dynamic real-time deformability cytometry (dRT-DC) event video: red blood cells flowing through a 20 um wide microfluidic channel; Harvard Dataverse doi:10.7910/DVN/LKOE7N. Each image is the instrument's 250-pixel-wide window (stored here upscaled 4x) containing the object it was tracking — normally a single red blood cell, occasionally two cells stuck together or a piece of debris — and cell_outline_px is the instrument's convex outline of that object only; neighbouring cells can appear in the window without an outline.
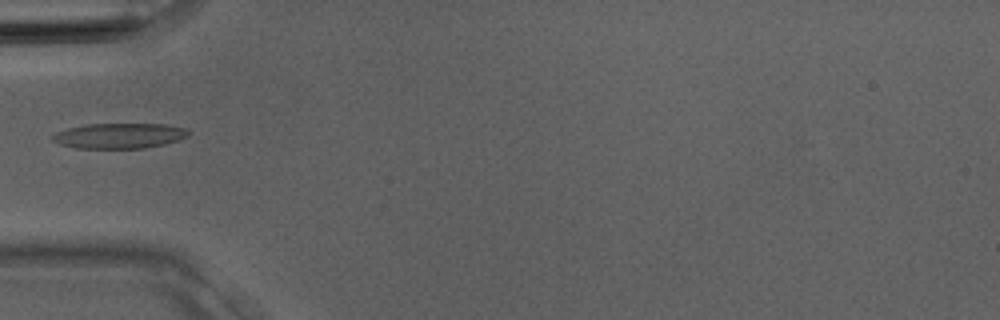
{"species": "Egyptian fruit bat (a non-hibernating species)", "species_latin": "Rousettus aegyptiacus", "temperature_condition": "room temperature", "stored_images_in_passage": 4, "camera_frame_rate_fps": 3000, "um_per_image_px": 0.085, "animal": {"sex": "male"}, "frame": {"image": 1, "passage_image": 4, "time_ms": 1.0, "image_size_px": [1000, 320], "cell_outline_px": [[188, 136], [164, 144], [144, 148], [76, 148], [60, 144], [52, 140], [52, 136], [56, 132], [68, 128], [88, 124], [164, 124], [188, 128]], "centroid_in_image_um": [10.14, 11.53], "position_along_channel_um": 74.9, "area_um2": 19.88}}